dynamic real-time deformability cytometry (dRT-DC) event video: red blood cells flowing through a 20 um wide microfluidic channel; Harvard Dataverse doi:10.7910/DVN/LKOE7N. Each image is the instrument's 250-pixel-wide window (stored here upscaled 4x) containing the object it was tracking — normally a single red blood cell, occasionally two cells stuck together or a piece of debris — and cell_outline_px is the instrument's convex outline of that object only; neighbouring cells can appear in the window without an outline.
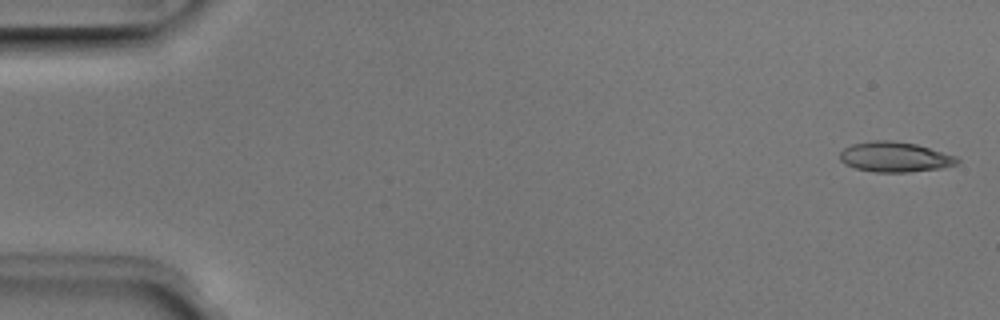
{"species": "Egyptian fruit bat (a non-hibernating species)", "species_latin": "Rousettus aegyptiacus", "temperature_condition": "room temperature", "stored_images_in_passage": 4, "camera_frame_rate_fps": 3000, "um_per_image_px": 0.085, "animal": {"sex": "male"}, "frame": {"image": 1, "passage_image": 1, "time_ms": 0.0, "image_size_px": [1000, 320], "cell_outline_px": [[960, 160], [956, 164], [940, 168], [908, 172], [876, 172], [856, 168], [844, 164], [840, 160], [840, 152], [844, 148], [852, 144], [872, 140], [888, 140], [916, 144], [956, 156]], "centroid_in_image_um": [76.04, 13.34], "position_along_channel_um": 9.0, "area_um2": 20.46}}